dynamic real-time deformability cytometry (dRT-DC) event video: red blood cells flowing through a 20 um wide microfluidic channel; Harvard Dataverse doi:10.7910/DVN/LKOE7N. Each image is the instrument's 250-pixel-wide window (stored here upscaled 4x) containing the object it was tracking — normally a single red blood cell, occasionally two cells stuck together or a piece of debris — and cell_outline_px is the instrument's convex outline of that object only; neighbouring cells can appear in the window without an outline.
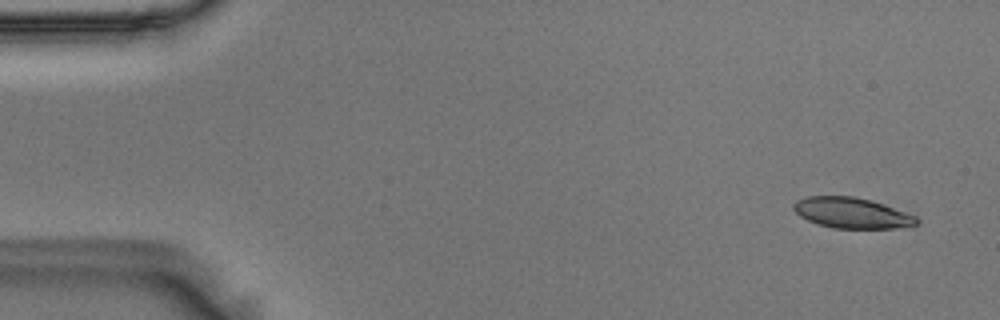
{"species": "Egyptian fruit bat (a non-hibernating species)", "species_latin": "Rousettus aegyptiacus", "temperature_condition": "room temperature", "stored_images_in_passage": 55, "camera_frame_rate_fps": 3000, "um_per_image_px": 0.085, "animal": {"sex": "male"}, "frame": {"image": 1, "passage_image": 3, "time_ms": 0.667, "image_size_px": [1000, 320], "cell_outline_px": [[920, 220], [916, 224], [892, 228], [832, 228], [816, 224], [800, 216], [792, 208], [792, 204], [796, 200], [808, 196], [852, 196], [872, 200], [916, 216]], "centroid_in_image_um": [72.35, 18.09], "position_along_channel_um": 12.6, "area_um2": 21.91}}
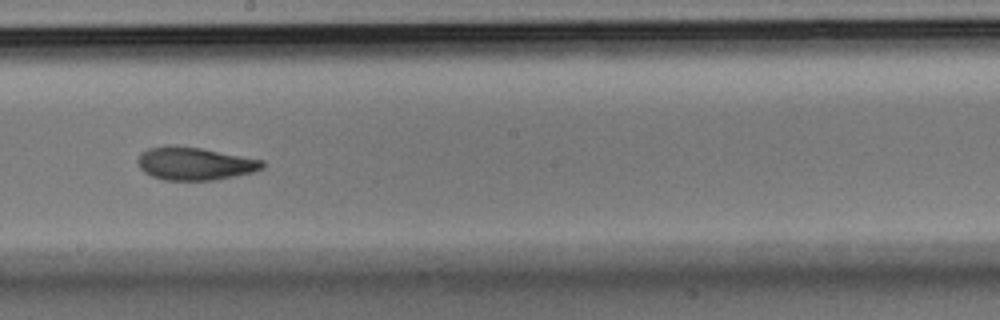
{"frame": {"image": 2, "passage_image": 31, "time_ms": 10.0, "image_size_px": [1000, 320], "cell_outline_px": [[264, 168], [252, 172], [212, 180], [164, 180], [152, 176], [144, 172], [140, 168], [136, 160], [148, 148], [200, 148], [264, 160]], "centroid_in_image_um": [16.59, 13.94], "position_along_channel_um": 231.6, "area_um2": 23.0}}
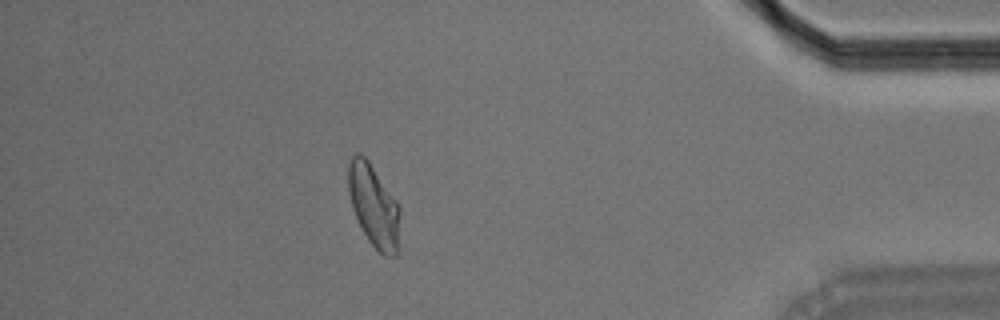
{"frame": {"image": 3, "passage_image": 49, "time_ms": 16.0, "image_size_px": [1000, 320], "cell_outline_px": [[400, 212], [396, 256], [384, 256], [368, 240], [352, 208], [348, 188], [348, 164], [352, 156], [356, 152], [360, 152], [368, 160], [396, 200], [400, 208]], "centroid_in_image_um": [31.76, 17.45], "position_along_channel_um": 403.4, "area_um2": 24.45}, "authors_computed_cell_mechanics": {"area_um2": 23.698, "velocity_mm_per_s": 3.5914, "shape_relaxation_time_tau1_ms": 7.0443, "shape_relaxation_time_tau2_ms": 4.8171, "deformation_change_tau1": 0.204, "deformation_change_tau2": 0.0851}}